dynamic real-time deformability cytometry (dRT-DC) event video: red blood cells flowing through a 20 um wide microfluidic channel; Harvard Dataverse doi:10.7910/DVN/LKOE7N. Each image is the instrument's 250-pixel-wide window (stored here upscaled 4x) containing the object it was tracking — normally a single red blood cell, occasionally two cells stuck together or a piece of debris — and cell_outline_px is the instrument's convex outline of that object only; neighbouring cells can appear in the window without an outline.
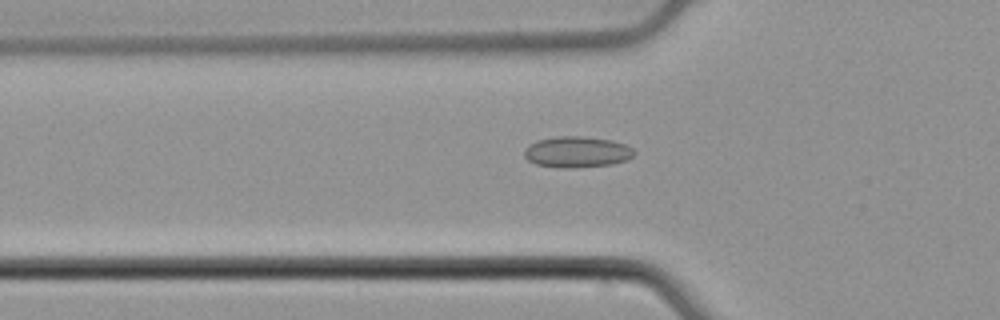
{"species": "common noctule bat (a hibernating species)", "species_latin": "Nyctalus noctula", "temperature_condition": "cold", "stored_images_in_passage": 53, "camera_frame_rate_fps": 3000, "um_per_image_px": 0.085, "animal": {"sex": "male", "body_mass_g": 21.5, "forearm_length_mm": 52.0}, "frame": {"image": 1, "passage_image": 18, "time_ms": 5.667, "image_size_px": [1000, 320], "cell_outline_px": [[636, 152], [632, 156], [624, 160], [612, 164], [572, 168], [560, 168], [536, 164], [528, 160], [524, 156], [524, 148], [528, 144], [536, 140], [556, 136], [580, 136], [612, 140], [624, 144], [632, 148]], "centroid_in_image_um": [48.99, 12.91], "position_along_channel_um": 76.8, "area_um2": 19.94}}
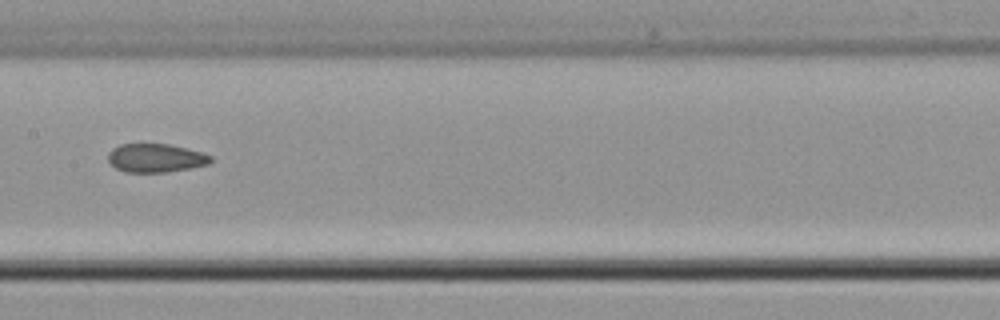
{"frame": {"image": 2, "passage_image": 27, "time_ms": 8.667, "image_size_px": [1000, 320], "cell_outline_px": [[212, 160], [208, 164], [192, 168], [168, 172], [124, 172], [116, 168], [108, 160], [108, 152], [112, 148], [120, 144], [168, 144], [200, 152], [212, 156]], "centroid_in_image_um": [13.21, 13.44], "position_along_channel_um": 194.2, "area_um2": 17.05}}
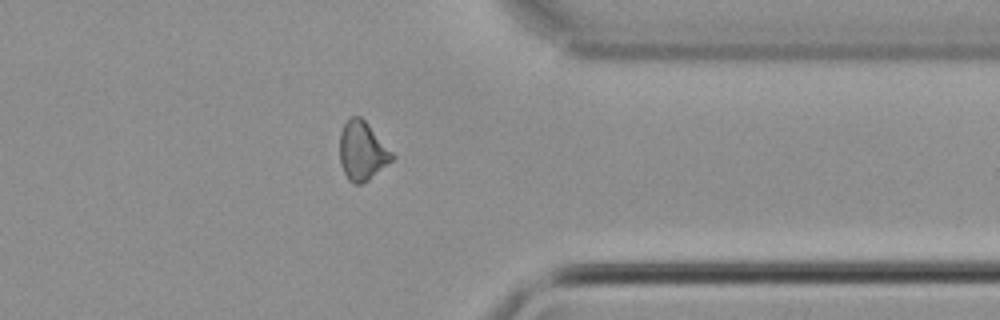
{"frame": {"image": 3, "passage_image": 42, "time_ms": 13.667, "image_size_px": [1000, 320], "cell_outline_px": [[396, 156], [392, 160], [368, 180], [360, 184], [352, 184], [348, 180], [340, 164], [340, 132], [344, 124], [352, 116], [360, 116], [368, 124]], "centroid_in_image_um": [30.78, 12.84], "position_along_channel_um": 380.6, "area_um2": 17.8}, "authors_computed_cell_mechanics": {"area_um2": 18.207, "velocity_mm_per_s": 3.8977, "shape_relaxation_time_tau1_ms": null, "shape_relaxation_time_tau2_ms": 2.5197, "deformation_change_tau1": null, "deformation_change_tau2": 0.0833}}